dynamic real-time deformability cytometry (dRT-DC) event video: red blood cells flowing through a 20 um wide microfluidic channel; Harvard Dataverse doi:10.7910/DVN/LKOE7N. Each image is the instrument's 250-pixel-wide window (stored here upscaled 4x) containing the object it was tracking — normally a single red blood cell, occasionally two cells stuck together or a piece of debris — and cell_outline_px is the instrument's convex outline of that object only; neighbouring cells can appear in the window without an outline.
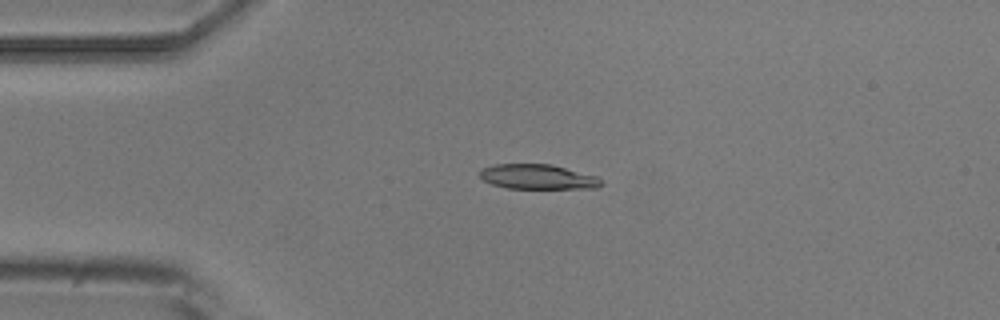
{"species": "common noctule bat (a hibernating species)", "species_latin": "Nyctalus noctula", "temperature_condition": "room temperature", "stored_images_in_passage": 4, "camera_frame_rate_fps": 3000, "um_per_image_px": 0.085, "animal": {"sex": "male", "body_mass_g": 20.5, "forearm_length_mm": 52.5}, "frame": {"image": 1, "passage_image": 2, "time_ms": 2.0, "image_size_px": [1000, 320], "cell_outline_px": [[604, 184], [600, 188], [508, 188], [492, 184], [484, 180], [480, 176], [480, 168], [496, 164], [552, 164], [596, 176]], "centroid_in_image_um": [45.72, 15.02], "position_along_channel_um": 39.3, "area_um2": 17.51}}
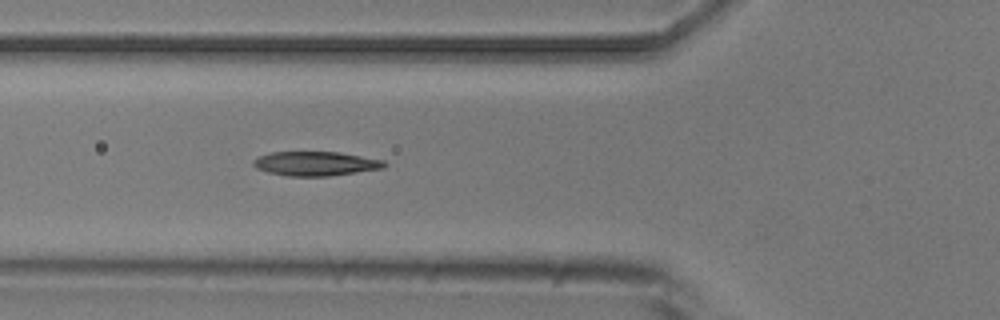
{"frame": {"image": 2, "passage_image": 4, "time_ms": 4.333, "image_size_px": [1000, 320], "cell_outline_px": [[388, 164], [384, 168], [328, 176], [288, 176], [268, 172], [256, 168], [252, 164], [252, 160], [268, 152], [340, 152], [384, 160]], "centroid_in_image_um": [26.82, 13.9], "position_along_channel_um": 99.0, "area_um2": 18.55}}